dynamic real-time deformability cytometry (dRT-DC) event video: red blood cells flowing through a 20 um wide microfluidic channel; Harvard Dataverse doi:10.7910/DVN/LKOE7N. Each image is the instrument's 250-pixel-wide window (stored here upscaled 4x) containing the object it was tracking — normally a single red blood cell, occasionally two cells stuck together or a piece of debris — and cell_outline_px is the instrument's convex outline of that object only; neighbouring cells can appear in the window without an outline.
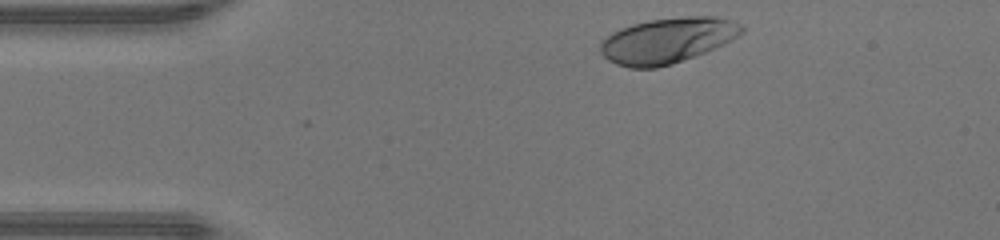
{"species": "human", "species_latin": "Homo sapiens", "temperature_condition": "warm", "stored_images_in_passage": 33, "camera_frame_rate_fps": 3000, "um_per_image_px": 0.085, "donor": {"sex": "male"}, "frame": {"image": 1, "passage_image": 2, "time_ms": 0.333, "image_size_px": [1000, 240], "cell_outline_px": [[744, 32], [732, 40], [724, 44], [696, 56], [672, 64], [656, 68], [628, 68], [616, 64], [608, 60], [600, 52], [600, 44], [612, 32], [632, 24], [648, 20], [684, 16], [716, 16], [740, 24], [744, 28]], "centroid_in_image_um": [56.73, 3.44], "position_along_channel_um": 28.3, "area_um2": 37.51}}
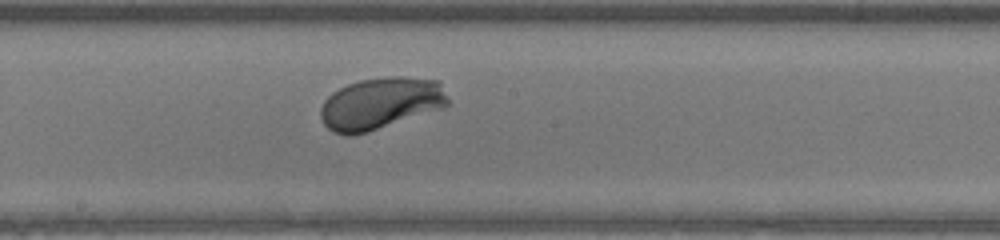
{"frame": {"image": 2, "passage_image": 19, "time_ms": 6.0, "image_size_px": [1000, 240], "cell_outline_px": [[448, 104], [444, 108], [368, 132], [352, 136], [348, 136], [332, 132], [324, 124], [320, 116], [320, 108], [324, 100], [332, 92], [348, 84], [360, 80], [388, 76], [400, 76], [440, 80], [448, 100]], "centroid_in_image_um": [32.35, 8.79], "position_along_channel_um": 215.9, "area_um2": 38.78}}
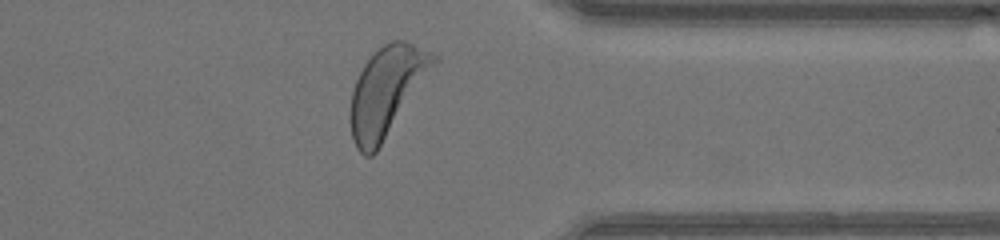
{"frame": {"image": 3, "passage_image": 31, "time_ms": 10.0, "image_size_px": [1000, 240], "cell_outline_px": [[440, 60], [376, 152], [372, 156], [364, 156], [356, 148], [352, 140], [352, 92], [356, 80], [364, 64], [384, 44], [392, 40], [404, 40], [432, 52], [440, 56]], "centroid_in_image_um": [32.92, 7.74], "position_along_channel_um": 378.5, "area_um2": 42.66}, "authors_computed_cell_mechanics": {"area_um2": 37.3388, "velocity_mm_per_s": 4.3103, "shape_relaxation_time_tau1_ms": 1.8873, "shape_relaxation_time_tau2_ms": null, "deformation_change_tau1": 0.1612, "deformation_change_tau2": null}}